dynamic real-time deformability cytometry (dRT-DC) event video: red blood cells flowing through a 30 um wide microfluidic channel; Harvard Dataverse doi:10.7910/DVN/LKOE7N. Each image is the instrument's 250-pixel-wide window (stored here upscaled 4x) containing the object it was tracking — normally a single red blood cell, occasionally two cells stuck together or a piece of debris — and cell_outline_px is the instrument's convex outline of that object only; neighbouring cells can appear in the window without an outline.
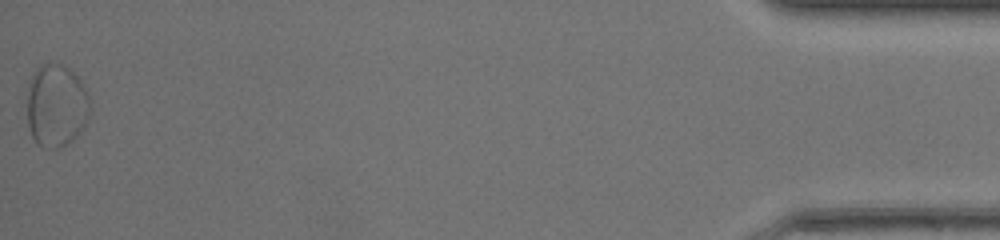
{"species": "common noctule bat (a hibernating species)", "species_latin": "Nyctalus noctula", "temperature_condition": "warm", "stored_images_in_passage": 50, "segment_of_instrument_passage": [2, 2], "camera_frame_rate_fps": 3000, "um_per_image_px": 0.085, "animal": {"sex": "female", "body_mass_g": 17.0, "forearm_length_mm": 48.0}, "frame": {"image": 1, "passage_image": 50, "time_ms": 16.333, "image_size_px": [1000, 240], "cell_outline_px": [[92, 108], [88, 120], [84, 128], [72, 140], [56, 148], [44, 148], [36, 144], [32, 136], [28, 124], [28, 92], [32, 76], [40, 64], [60, 64], [68, 68], [84, 84], [88, 92]], "centroid_in_image_um": [4.83, 8.99], "position_along_channel_um": 430.4, "area_um2": 30.46}}